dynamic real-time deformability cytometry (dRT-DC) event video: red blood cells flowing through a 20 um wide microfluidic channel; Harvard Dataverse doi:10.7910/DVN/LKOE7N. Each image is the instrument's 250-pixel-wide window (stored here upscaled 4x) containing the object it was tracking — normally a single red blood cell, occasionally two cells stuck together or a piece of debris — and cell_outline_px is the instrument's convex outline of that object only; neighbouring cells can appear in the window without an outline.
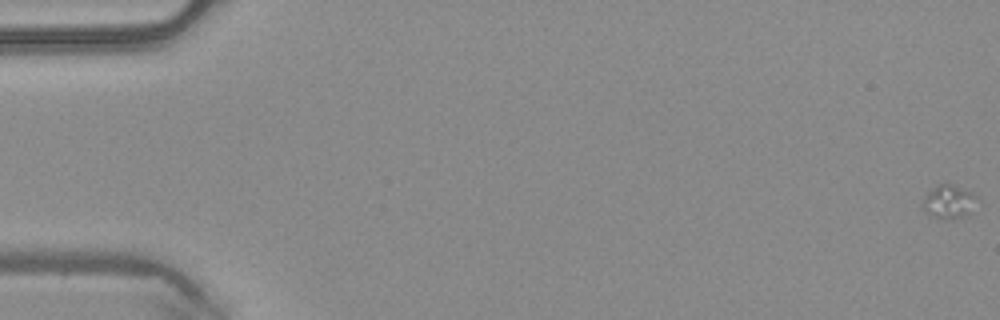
{"species": "common noctule bat (a hibernating species)", "species_latin": "Nyctalus noctula", "temperature_condition": "warm", "stored_images_in_passage": 3, "camera_frame_rate_fps": 3000, "um_per_image_px": 0.085, "animal": {"sex": "male", "body_mass_g": 20.4}, "frame": {"image": 1, "passage_image": 1, "time_ms": 0.0, "image_size_px": [1000, 320], "cell_outline_px": [[980, 200], [968, 212], [960, 216], [932, 216], [924, 212], [920, 208], [920, 200], [932, 188], [948, 180], [972, 192]], "centroid_in_image_um": [80.6, 17.04], "position_along_channel_um": 4.4, "area_um2": 10.69}}